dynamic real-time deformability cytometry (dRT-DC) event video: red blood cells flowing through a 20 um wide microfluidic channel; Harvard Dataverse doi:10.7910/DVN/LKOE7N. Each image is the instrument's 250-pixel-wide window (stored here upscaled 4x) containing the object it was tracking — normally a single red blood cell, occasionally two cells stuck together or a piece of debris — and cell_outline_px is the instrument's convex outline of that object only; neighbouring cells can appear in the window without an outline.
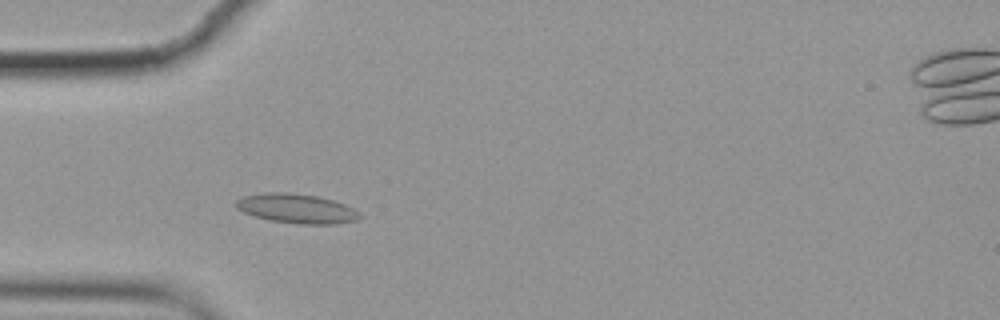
{"species": "common noctule bat (a hibernating species)", "species_latin": "Nyctalus noctula", "temperature_condition": "cold", "stored_images_in_passage": 19, "camera_frame_rate_fps": 3000, "um_per_image_px": 0.085, "animal": {"sex": "female", "body_mass_g": 19.9}, "frame": {"image": 1, "passage_image": 14, "time_ms": 4.333, "image_size_px": [1000, 320], "cell_outline_px": [[360, 216], [356, 220], [336, 224], [300, 224], [272, 220], [252, 216], [236, 208], [232, 204], [240, 196], [264, 192], [288, 192], [320, 196], [344, 204], [352, 208]], "centroid_in_image_um": [25.12, 17.71], "position_along_channel_um": 59.9, "area_um2": 21.33}}